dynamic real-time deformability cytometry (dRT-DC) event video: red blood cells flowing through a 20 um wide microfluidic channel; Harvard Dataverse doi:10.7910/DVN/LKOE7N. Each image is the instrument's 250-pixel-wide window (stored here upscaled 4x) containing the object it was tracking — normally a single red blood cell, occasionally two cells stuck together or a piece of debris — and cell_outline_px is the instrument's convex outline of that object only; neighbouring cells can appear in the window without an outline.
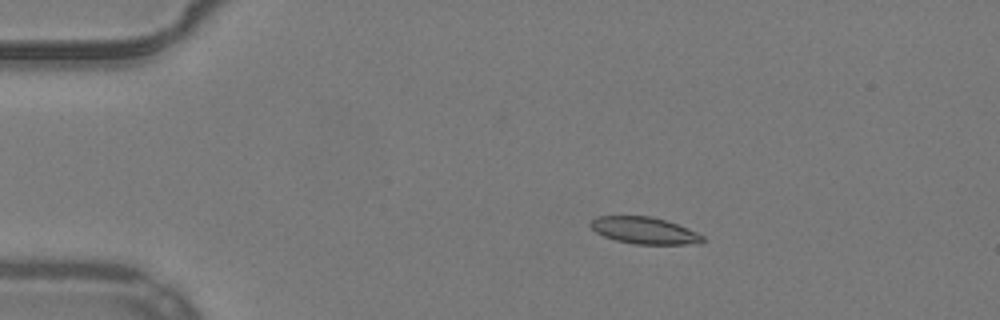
{"species": "common noctule bat (a hibernating species)", "species_latin": "Nyctalus noctula", "temperature_condition": "warm", "stored_images_in_passage": 43, "camera_frame_rate_fps": 3000, "um_per_image_px": 0.085, "animal": {"sex": "male", "body_mass_g": 19.2, "forearm_length_mm": 51.8}, "frame": {"image": 1, "passage_image": 1, "time_ms": 0.0, "image_size_px": [1000, 320], "cell_outline_px": [[704, 240], [700, 244], [636, 244], [616, 240], [604, 236], [596, 232], [588, 224], [596, 216], [652, 216], [688, 228], [704, 236]], "centroid_in_image_um": [54.77, 19.59], "position_along_channel_um": 30.2, "area_um2": 17.46}}
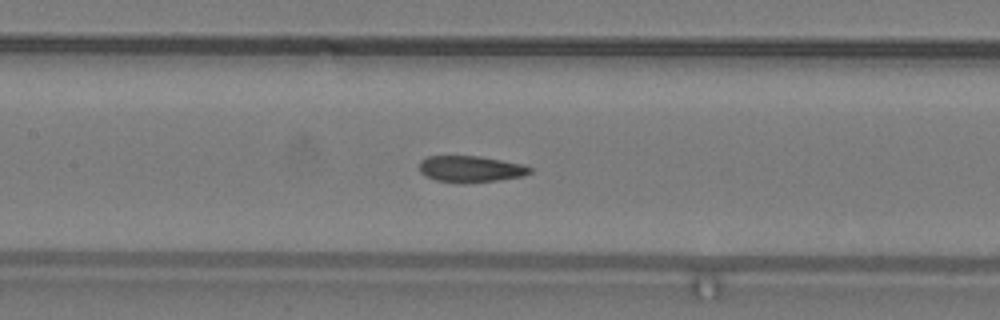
{"frame": {"image": 2, "passage_image": 16, "time_ms": 5.0, "image_size_px": [1000, 320], "cell_outline_px": [[532, 172], [524, 176], [496, 180], [464, 184], [436, 180], [424, 176], [420, 172], [420, 160], [428, 156], [480, 156], [520, 164], [532, 168]], "centroid_in_image_um": [39.97, 14.37], "position_along_channel_um": 167.4, "area_um2": 17.05}}
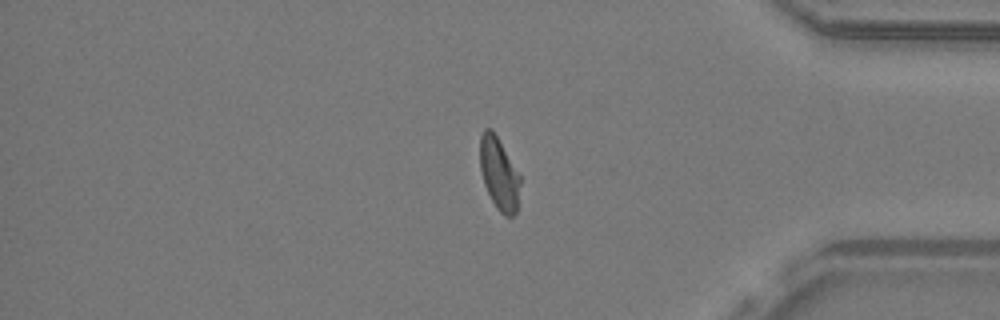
{"frame": {"image": 3, "passage_image": 35, "time_ms": 11.333, "image_size_px": [1000, 320], "cell_outline_px": [[520, 184], [516, 212], [512, 216], [504, 216], [496, 208], [484, 184], [480, 168], [480, 136], [484, 128], [492, 128], [520, 176]], "centroid_in_image_um": [42.4, 14.76], "position_along_channel_um": 392.8, "area_um2": 16.76}, "authors_computed_cell_mechanics": {"area_um2": 17.5134, "velocity_mm_per_s": 3.9435, "shape_relaxation_time_tau1_ms": null, "shape_relaxation_time_tau2_ms": 1.465, "deformation_change_tau1": null, "deformation_change_tau2": 0.0543}}